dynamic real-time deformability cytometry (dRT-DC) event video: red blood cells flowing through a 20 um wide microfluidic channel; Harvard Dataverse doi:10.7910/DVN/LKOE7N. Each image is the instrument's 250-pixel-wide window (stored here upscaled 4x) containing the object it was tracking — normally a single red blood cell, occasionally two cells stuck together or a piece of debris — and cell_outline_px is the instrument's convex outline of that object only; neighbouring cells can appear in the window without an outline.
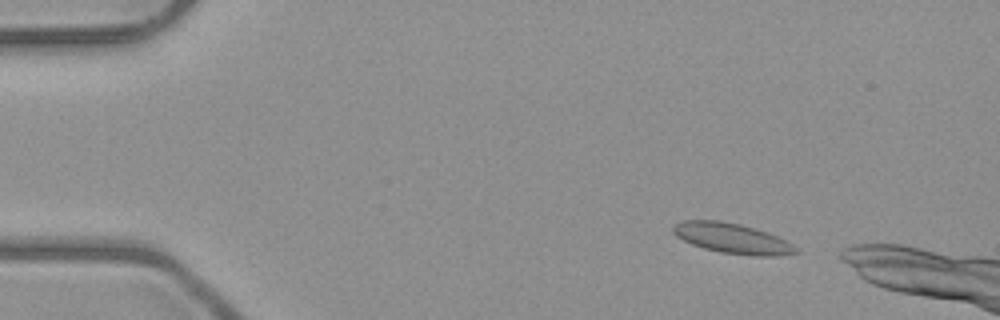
{"species": "common noctule bat (a hibernating species)", "species_latin": "Nyctalus noctula", "temperature_condition": "room temperature", "stored_images_in_passage": 5, "camera_frame_rate_fps": 3000, "um_per_image_px": 0.085, "animal": {"sex": "male", "body_mass_g": 23.1, "forearm_length_mm": 52.7}, "frame": {"image": 1, "passage_image": 2, "time_ms": 1.333, "image_size_px": [1000, 320], "cell_outline_px": [[800, 252], [776, 256], [752, 256], [720, 252], [704, 248], [692, 244], [676, 236], [672, 232], [672, 228], [680, 220], [720, 220], [740, 224], [756, 228], [768, 232], [792, 244]], "centroid_in_image_um": [62.22, 20.25], "position_along_channel_um": 22.8, "area_um2": 21.62}}
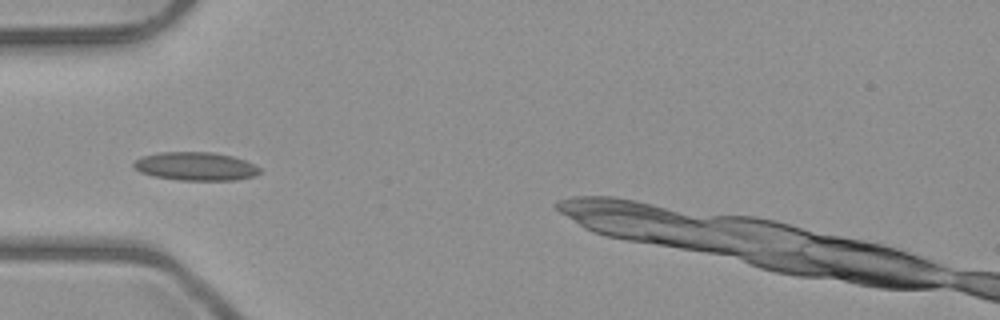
{"frame": {"image": 2, "passage_image": 5, "time_ms": 4.667, "image_size_px": [1000, 320], "cell_outline_px": [[264, 172], [256, 176], [236, 180], [180, 180], [152, 176], [140, 172], [132, 164], [140, 156], [160, 152], [212, 152], [232, 156], [244, 160], [260, 168]], "centroid_in_image_um": [16.65, 14.14], "position_along_channel_um": 68.4, "area_um2": 20.98}}